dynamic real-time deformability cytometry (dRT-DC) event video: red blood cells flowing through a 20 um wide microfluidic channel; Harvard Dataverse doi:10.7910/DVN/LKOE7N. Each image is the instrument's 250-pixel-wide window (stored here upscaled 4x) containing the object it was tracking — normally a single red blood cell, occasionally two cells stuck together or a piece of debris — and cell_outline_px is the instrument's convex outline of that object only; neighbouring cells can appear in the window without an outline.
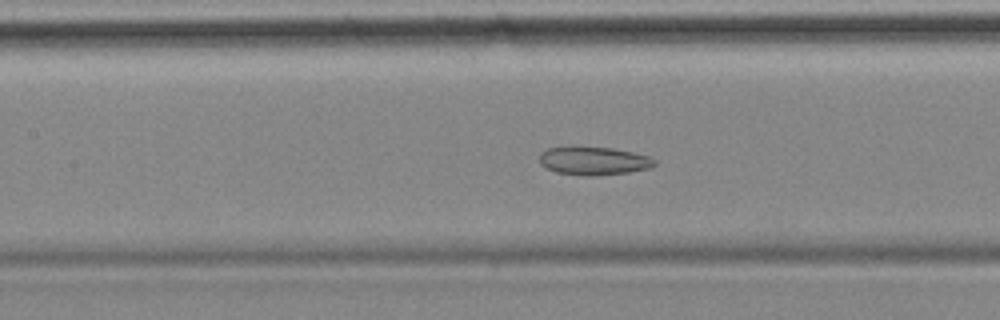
{"species": "common noctule bat (a hibernating species)", "species_latin": "Nyctalus noctula", "temperature_condition": "cold", "stored_images_in_passage": 57, "camera_frame_rate_fps": 3000, "um_per_image_px": 0.085, "animal": {"sex": "female", "body_mass_g": 18.4}, "frame": {"image": 1, "passage_image": 25, "time_ms": 8.0, "image_size_px": [1000, 320], "cell_outline_px": [[656, 164], [648, 168], [628, 172], [592, 176], [584, 176], [556, 172], [544, 168], [540, 164], [540, 152], [548, 148], [568, 144], [576, 144], [612, 148], [632, 152], [648, 156], [656, 160]], "centroid_in_image_um": [50.37, 13.63], "position_along_channel_um": 157.0, "area_um2": 19.65}}
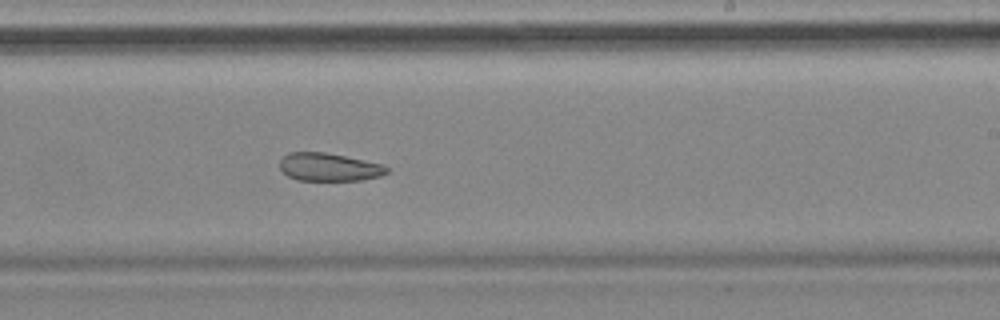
{"frame": {"image": 2, "passage_image": 34, "time_ms": 11.0, "image_size_px": [1000, 320], "cell_outline_px": [[388, 172], [380, 176], [360, 180], [296, 180], [288, 176], [280, 168], [280, 160], [288, 152], [324, 152], [384, 164], [388, 168]], "centroid_in_image_um": [27.96, 14.2], "position_along_channel_um": 261.0, "area_um2": 17.4}}
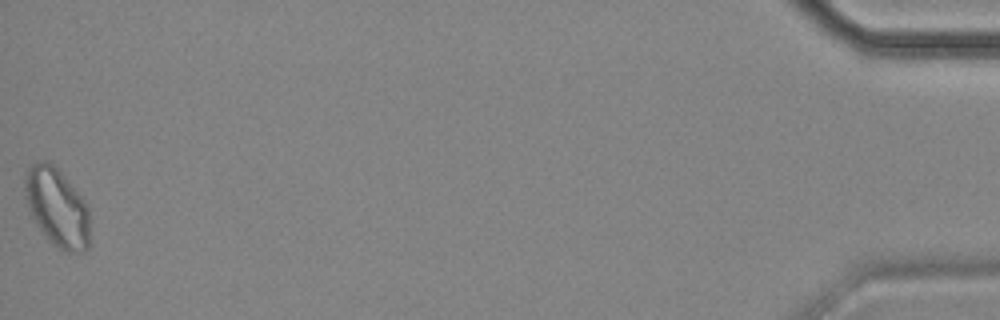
{"frame": {"image": 3, "passage_image": 57, "time_ms": 18.667, "image_size_px": [1000, 320], "cell_outline_px": [[88, 248], [84, 252], [64, 252], [52, 244], [44, 236], [28, 216], [24, 196], [24, 176], [28, 168], [36, 160], [48, 160], [60, 172], [84, 200], [88, 208]], "centroid_in_image_um": [4.77, 17.64], "position_along_channel_um": 430.4, "area_um2": 30.23}, "authors_computed_cell_mechanics": {"area_um2": 24.1604, "velocity_mm_per_s": 3.4863, "shape_relaxation_time_tau1_ms": null, "shape_relaxation_time_tau2_ms": 4.6237, "deformation_change_tau1": null, "deformation_change_tau2": 0.1011}}